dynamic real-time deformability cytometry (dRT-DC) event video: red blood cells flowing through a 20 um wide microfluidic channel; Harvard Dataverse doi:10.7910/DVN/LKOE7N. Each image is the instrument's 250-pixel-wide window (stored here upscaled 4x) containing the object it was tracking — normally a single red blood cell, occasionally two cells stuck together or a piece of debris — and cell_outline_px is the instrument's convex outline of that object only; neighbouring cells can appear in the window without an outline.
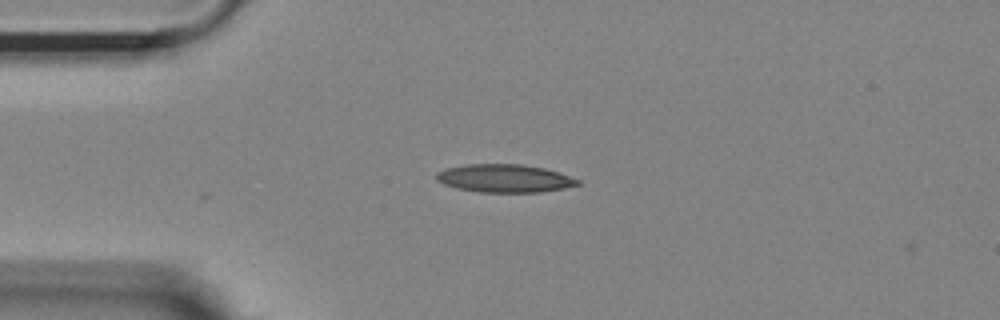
{"species": "Egyptian fruit bat (a non-hibernating species)", "species_latin": "Rousettus aegyptiacus", "temperature_condition": "room temperature", "stored_images_in_passage": 3, "camera_frame_rate_fps": 3000, "um_per_image_px": 0.085, "animal": {"sex": "female"}, "frame": {"image": 1, "passage_image": 2, "time_ms": 0.333, "image_size_px": [1000, 320], "cell_outline_px": [[580, 184], [564, 188], [540, 192], [480, 192], [456, 188], [444, 184], [436, 180], [436, 172], [448, 168], [468, 164], [520, 164], [544, 168], [560, 172], [580, 180]], "centroid_in_image_um": [42.9, 15.16], "position_along_channel_um": 42.1, "area_um2": 23.06}}